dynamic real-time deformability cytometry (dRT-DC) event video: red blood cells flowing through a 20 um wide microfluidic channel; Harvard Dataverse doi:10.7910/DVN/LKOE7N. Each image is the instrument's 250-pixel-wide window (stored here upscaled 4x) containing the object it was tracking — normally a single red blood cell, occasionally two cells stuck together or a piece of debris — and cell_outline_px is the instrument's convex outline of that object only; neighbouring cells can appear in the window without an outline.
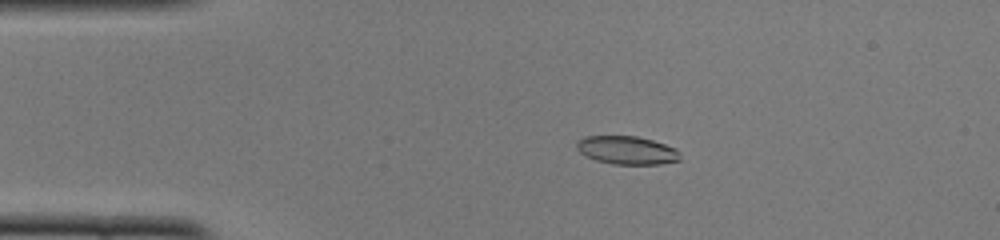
{"species": "common noctule bat (a hibernating species)", "species_latin": "Nyctalus noctula", "temperature_condition": "cold", "stored_images_in_passage": 42, "camera_frame_rate_fps": 3000, "um_per_image_px": 0.085, "animal": {"sex": "female", "body_mass_g": 22.0, "forearm_length_mm": 56.7}, "frame": {"image": 1, "passage_image": 2, "time_ms": 0.333, "image_size_px": [1000, 240], "cell_outline_px": [[680, 160], [660, 164], [612, 164], [596, 160], [580, 152], [576, 148], [576, 144], [584, 136], [636, 136], [652, 140], [676, 148], [680, 152]], "centroid_in_image_um": [53.31, 12.77], "position_along_channel_um": 31.7, "area_um2": 16.94}}
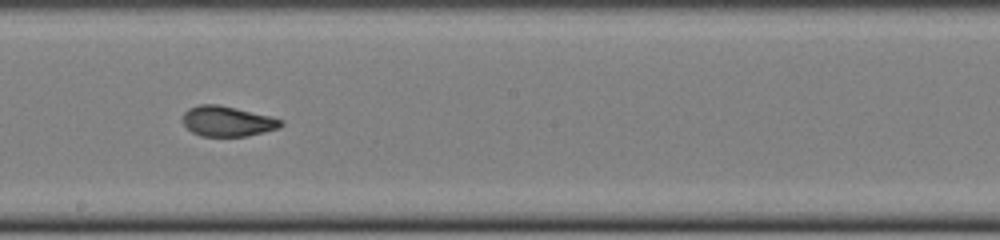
{"frame": {"image": 2, "passage_image": 20, "time_ms": 6.333, "image_size_px": [1000, 240], "cell_outline_px": [[284, 124], [280, 128], [248, 136], [200, 136], [192, 132], [184, 124], [184, 112], [188, 108], [200, 104], [216, 104], [268, 116], [284, 120]], "centroid_in_image_um": [19.34, 10.32], "position_along_channel_um": 228.9, "area_um2": 17.11}}
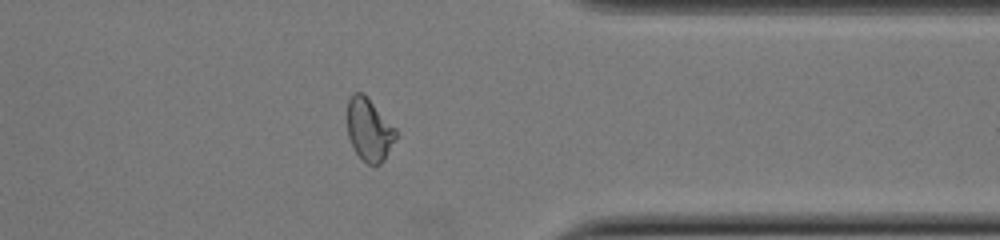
{"frame": {"image": 3, "passage_image": 32, "time_ms": 10.333, "image_size_px": [1000, 240], "cell_outline_px": [[396, 136], [384, 160], [380, 164], [368, 164], [356, 152], [348, 136], [348, 100], [352, 92], [364, 92], [396, 128]], "centroid_in_image_um": [31.38, 10.97], "position_along_channel_um": 380.0, "area_um2": 17.57}, "authors_computed_cell_mechanics": {"area_um2": 17.629, "velocity_mm_per_s": 4.0038, "shape_relaxation_time_tau1_ms": null, "shape_relaxation_time_tau2_ms": 1.6294, "deformation_change_tau1": null, "deformation_change_tau2": 0.073}}